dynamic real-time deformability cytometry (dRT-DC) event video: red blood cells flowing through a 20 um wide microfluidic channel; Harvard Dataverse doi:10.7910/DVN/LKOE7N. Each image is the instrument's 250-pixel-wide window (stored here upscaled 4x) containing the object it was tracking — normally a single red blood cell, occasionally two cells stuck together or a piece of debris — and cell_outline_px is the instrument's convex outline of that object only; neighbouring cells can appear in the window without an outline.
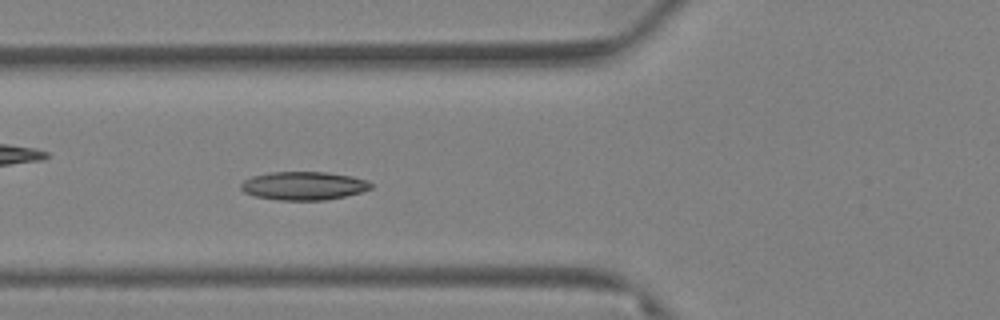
{"species": "Egyptian fruit bat (a non-hibernating species)", "species_latin": "Rousettus aegyptiacus", "temperature_condition": "warm", "stored_images_in_passage": 61, "camera_frame_rate_fps": 3000, "um_per_image_px": 0.085, "animal": {"sex": "female"}, "frame": {"image": 1, "passage_image": 20, "time_ms": 6.333, "image_size_px": [1000, 320], "cell_outline_px": [[372, 188], [360, 192], [344, 196], [324, 200], [276, 200], [256, 196], [244, 192], [240, 188], [240, 184], [244, 180], [252, 176], [268, 172], [328, 172], [352, 176], [368, 180], [372, 184]], "centroid_in_image_um": [25.8, 15.78], "position_along_channel_um": 100.0, "area_um2": 21.56}}
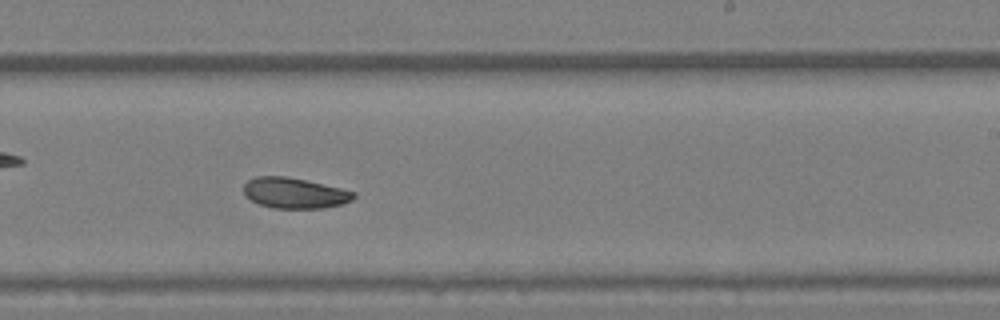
{"frame": {"image": 2, "passage_image": 36, "time_ms": 11.667, "image_size_px": [1000, 320], "cell_outline_px": [[356, 196], [352, 200], [344, 204], [324, 208], [272, 208], [260, 204], [244, 196], [244, 184], [248, 180], [256, 176], [284, 176], [304, 180], [340, 188], [356, 192]], "centroid_in_image_um": [25.04, 16.41], "position_along_channel_um": 264.0, "area_um2": 19.59}}
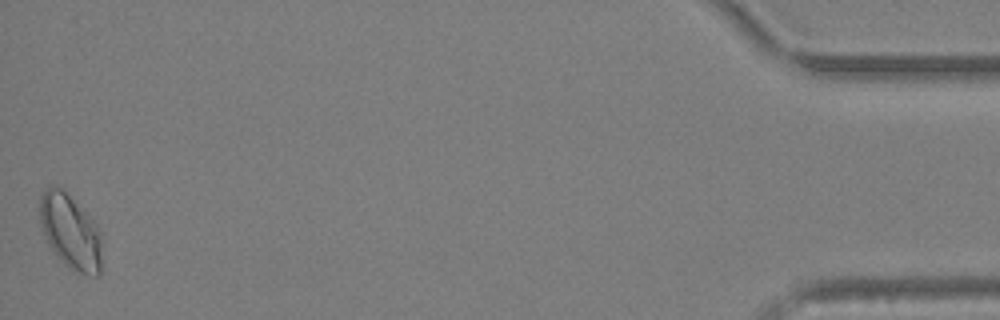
{"frame": {"image": 3, "passage_image": 61, "time_ms": 20.0, "image_size_px": [1000, 320], "cell_outline_px": [[100, 276], [88, 276], [72, 272], [60, 260], [48, 244], [44, 236], [40, 224], [40, 196], [44, 188], [52, 184], [56, 184], [64, 188], [96, 224], [100, 232]], "centroid_in_image_um": [5.95, 19.68], "position_along_channel_um": 429.2, "area_um2": 27.51}}